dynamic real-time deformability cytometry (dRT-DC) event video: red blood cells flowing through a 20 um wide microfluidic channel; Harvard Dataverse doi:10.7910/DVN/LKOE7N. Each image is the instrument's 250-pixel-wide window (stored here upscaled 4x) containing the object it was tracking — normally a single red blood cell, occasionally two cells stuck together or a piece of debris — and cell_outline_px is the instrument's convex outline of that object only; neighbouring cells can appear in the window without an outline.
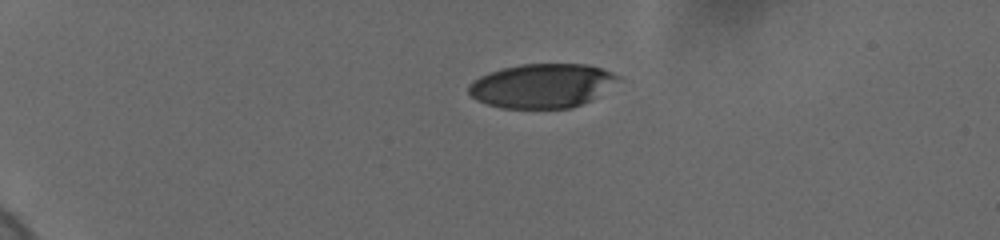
{"species": "human", "species_latin": "Homo sapiens", "temperature_condition": "cold", "stored_images_in_passage": 45, "camera_frame_rate_fps": 3000, "um_per_image_px": 0.085, "donor": {"sex": "female"}, "frame": {"image": 1, "passage_image": 1, "time_ms": 0.0, "image_size_px": [1000, 240], "cell_outline_px": [[620, 76], [592, 100], [572, 108], [500, 108], [476, 100], [468, 92], [468, 84], [472, 80], [480, 76], [504, 68], [520, 64], [588, 64], [612, 72]], "centroid_in_image_um": [46.01, 7.29], "position_along_channel_um": 39.0, "area_um2": 38.09}}
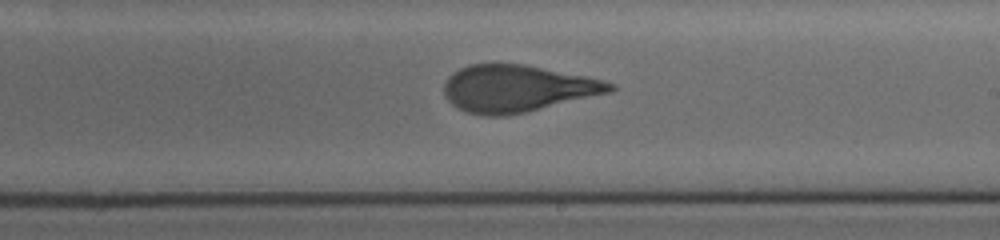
{"frame": {"image": 2, "passage_image": 24, "time_ms": 7.667, "image_size_px": [1000, 240], "cell_outline_px": [[616, 88], [612, 92], [524, 112], [504, 116], [484, 116], [468, 112], [452, 104], [444, 96], [444, 84], [448, 76], [452, 72], [468, 64], [524, 64], [588, 76], [616, 84]], "centroid_in_image_um": [43.97, 7.51], "position_along_channel_um": 245.0, "area_um2": 45.37}}
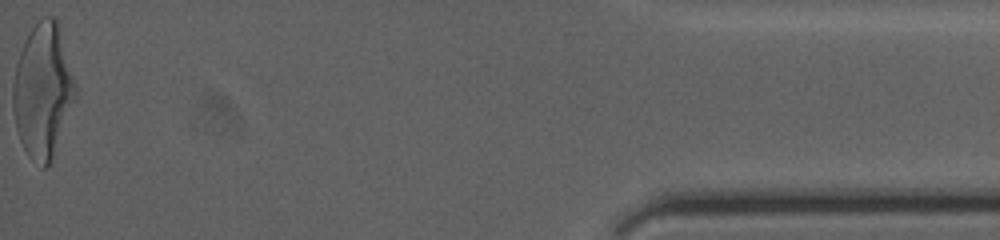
{"frame": {"image": 3, "passage_image": 45, "time_ms": 14.667, "image_size_px": [1000, 240], "cell_outline_px": [[76, 96], [52, 156], [48, 164], [44, 168], [28, 156], [20, 140], [16, 128], [12, 108], [12, 84], [16, 64], [24, 40], [28, 32], [36, 20], [44, 16], [56, 16], [60, 24], [76, 84]], "centroid_in_image_um": [3.63, 7.6], "position_along_channel_um": 431.6, "area_um2": 48.9}, "authors_computed_cell_mechanics": {"area_um2": 45.5464, "velocity_mm_per_s": 3.6784, "shape_relaxation_time_tau1_ms": 3.9789, "shape_relaxation_time_tau2_ms": 0.9575, "deformation_change_tau1": 0.1987, "deformation_change_tau2": 0.0963}}